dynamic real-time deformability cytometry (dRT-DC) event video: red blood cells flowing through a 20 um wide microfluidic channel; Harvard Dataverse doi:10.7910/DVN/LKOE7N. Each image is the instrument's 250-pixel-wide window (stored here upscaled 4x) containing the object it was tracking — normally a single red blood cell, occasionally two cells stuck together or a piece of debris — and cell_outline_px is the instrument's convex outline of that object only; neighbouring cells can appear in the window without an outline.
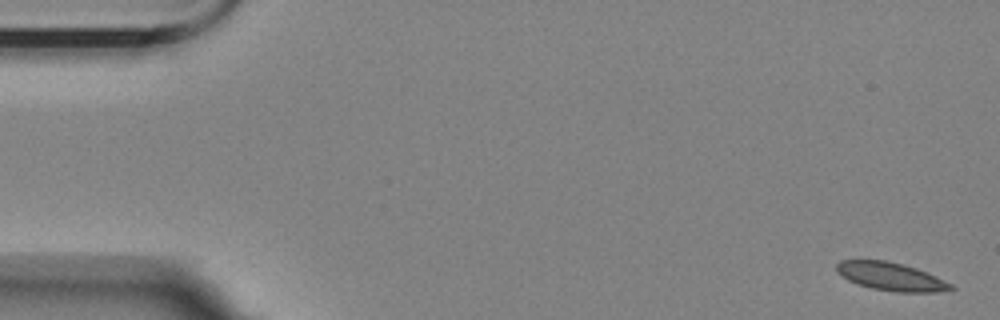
{"species": "Egyptian fruit bat (a non-hibernating species)", "species_latin": "Rousettus aegyptiacus", "temperature_condition": "room temperature", "stored_images_in_passage": 6, "segment_of_instrument_passage": [1, 2], "camera_frame_rate_fps": 3000, "um_per_image_px": 0.085, "animal": {"sex": "female"}, "frame": {"image": 1, "passage_image": 1, "time_ms": 0.0, "image_size_px": [1000, 320], "cell_outline_px": [[956, 288], [936, 292], [896, 292], [872, 288], [856, 284], [848, 280], [836, 272], [836, 264], [840, 260], [888, 260], [904, 264], [916, 268], [936, 276], [952, 284]], "centroid_in_image_um": [75.71, 23.5], "position_along_channel_um": 9.3, "area_um2": 18.84}}